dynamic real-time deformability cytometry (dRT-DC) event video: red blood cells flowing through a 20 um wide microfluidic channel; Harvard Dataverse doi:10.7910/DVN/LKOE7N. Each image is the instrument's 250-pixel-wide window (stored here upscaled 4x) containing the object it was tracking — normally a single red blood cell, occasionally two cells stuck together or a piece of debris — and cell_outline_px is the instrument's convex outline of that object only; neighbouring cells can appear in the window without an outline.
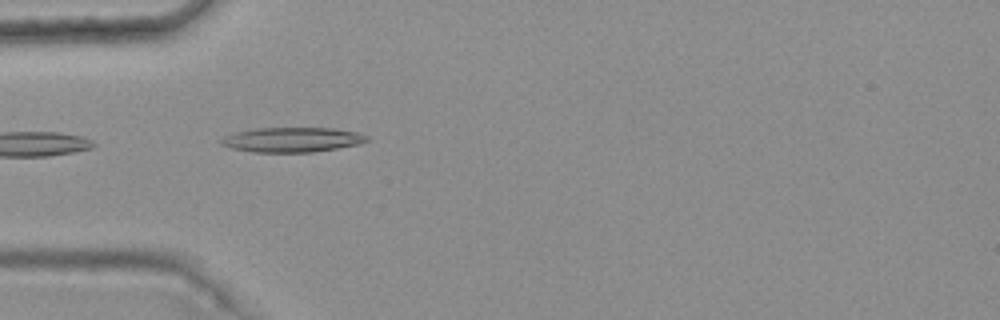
{"species": "common noctule bat (a hibernating species)", "species_latin": "Nyctalus noctula", "temperature_condition": "warm", "stored_images_in_passage": 9, "camera_frame_rate_fps": 3000, "um_per_image_px": 0.085, "animal": {"sex": "female", "body_mass_g": 25.1}, "frame": {"image": 1, "passage_image": 3, "time_ms": 0.667, "image_size_px": [1000, 320], "cell_outline_px": [[368, 140], [356, 144], [336, 148], [312, 152], [252, 152], [232, 148], [220, 144], [220, 140], [224, 136], [236, 132], [256, 128], [332, 128], [356, 132], [368, 136]], "centroid_in_image_um": [24.78, 11.87], "position_along_channel_um": 60.2, "area_um2": 20.81}}
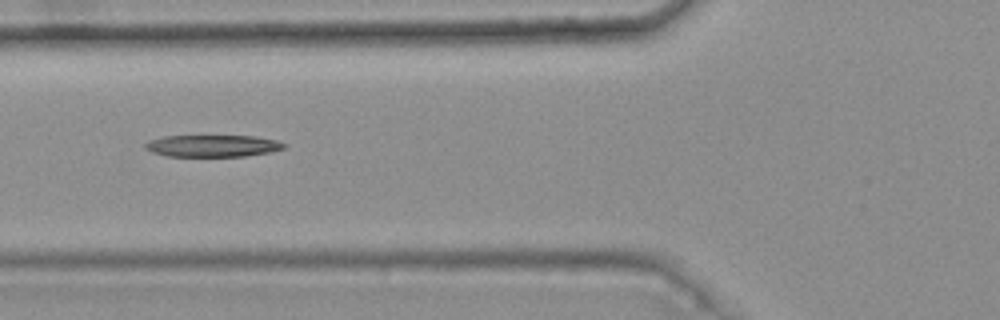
{"frame": {"image": 2, "passage_image": 4, "time_ms": 1.0, "image_size_px": [1000, 320], "cell_outline_px": [[288, 144], [284, 148], [268, 152], [244, 156], [168, 156], [152, 152], [144, 148], [144, 144], [148, 140], [160, 136], [256, 136], [276, 140]], "centroid_in_image_um": [18.04, 12.39], "position_along_channel_um": 107.8, "area_um2": 17.74}}